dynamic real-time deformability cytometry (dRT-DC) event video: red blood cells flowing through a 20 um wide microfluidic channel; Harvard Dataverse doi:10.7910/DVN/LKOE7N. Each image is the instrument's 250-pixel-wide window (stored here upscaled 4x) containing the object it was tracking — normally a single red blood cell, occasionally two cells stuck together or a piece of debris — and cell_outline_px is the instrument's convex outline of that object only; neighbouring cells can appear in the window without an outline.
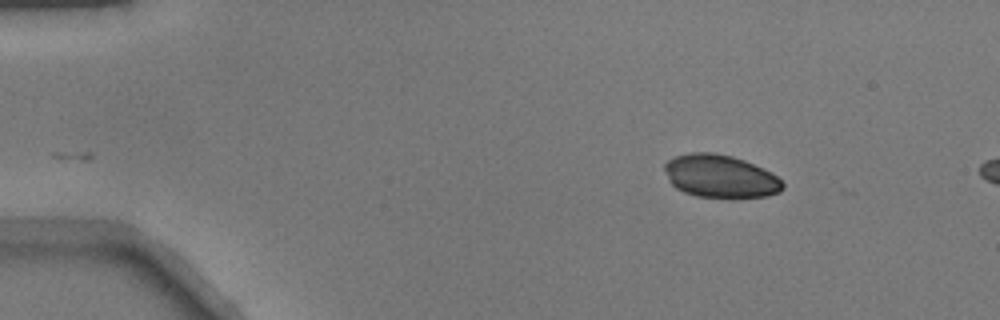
{"species": "common noctule bat (a hibernating species)", "species_latin": "Nyctalus noctula", "temperature_condition": "warm", "stored_images_in_passage": 6, "camera_frame_rate_fps": 3000, "um_per_image_px": 0.085, "animal": {"sex": "male", "body_mass_g": 17.9}, "frame": {"image": 1, "passage_image": 1, "time_ms": 0.0, "image_size_px": [1000, 320], "cell_outline_px": [[784, 188], [780, 192], [768, 196], [732, 200], [696, 196], [684, 192], [676, 188], [668, 180], [664, 168], [664, 164], [668, 160], [676, 156], [688, 152], [712, 152], [732, 156], [744, 160], [764, 168], [772, 172], [784, 184]], "centroid_in_image_um": [61.25, 15.02], "position_along_channel_um": 23.8, "area_um2": 30.35}}